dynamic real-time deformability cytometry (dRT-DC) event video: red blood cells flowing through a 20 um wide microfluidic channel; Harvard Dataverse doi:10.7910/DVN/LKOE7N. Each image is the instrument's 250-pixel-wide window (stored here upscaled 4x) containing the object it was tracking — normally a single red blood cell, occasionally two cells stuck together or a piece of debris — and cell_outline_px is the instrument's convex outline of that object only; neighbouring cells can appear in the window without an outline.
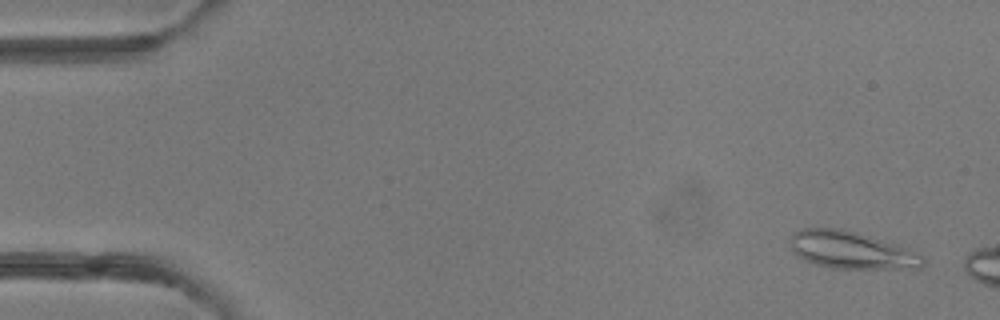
{"species": "common noctule bat (a hibernating species)", "species_latin": "Nyctalus noctula", "temperature_condition": "room temperature", "stored_images_in_passage": 8, "camera_frame_rate_fps": 3000, "um_per_image_px": 0.085, "animal": {"sex": "female"}, "frame": {"image": 1, "passage_image": 3, "time_ms": 0.667, "image_size_px": [1000, 320], "cell_outline_px": [[924, 264], [920, 268], [832, 268], [816, 264], [804, 260], [796, 256], [792, 252], [792, 232], [800, 228], [840, 228], [856, 232], [912, 248], [924, 260]], "centroid_in_image_um": [72.36, 21.25], "position_along_channel_um": 12.6, "area_um2": 28.9}}